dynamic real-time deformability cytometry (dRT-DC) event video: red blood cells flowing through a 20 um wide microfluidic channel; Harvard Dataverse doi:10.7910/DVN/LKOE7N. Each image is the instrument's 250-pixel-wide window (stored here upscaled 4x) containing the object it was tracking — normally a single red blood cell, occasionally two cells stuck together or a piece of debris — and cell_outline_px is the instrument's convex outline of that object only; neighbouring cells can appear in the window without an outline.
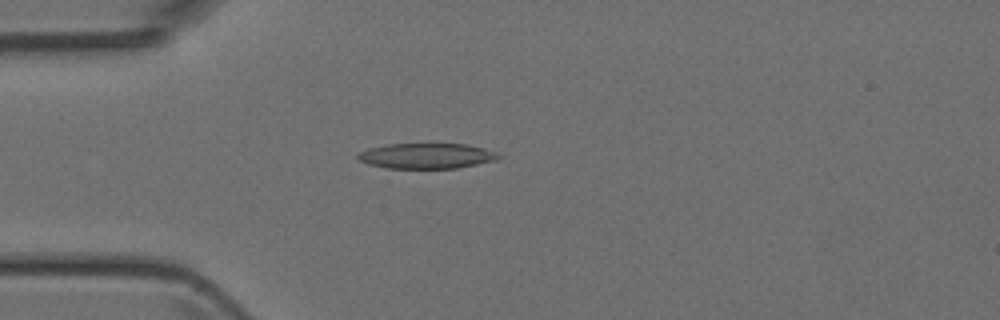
{"species": "Egyptian fruit bat (a non-hibernating species)", "species_latin": "Rousettus aegyptiacus", "temperature_condition": "room temperature", "stored_images_in_passage": 42, "camera_frame_rate_fps": 3000, "um_per_image_px": 0.085, "animal": {"sex": "female"}, "frame": {"image": 1, "passage_image": 7, "time_ms": 2.0, "image_size_px": [1000, 320], "cell_outline_px": [[504, 156], [496, 160], [456, 168], [388, 168], [368, 164], [360, 160], [356, 156], [360, 152], [368, 148], [384, 144], [468, 144], [484, 148], [496, 152]], "centroid_in_image_um": [36.27, 13.24], "position_along_channel_um": 48.7, "area_um2": 20.81}}
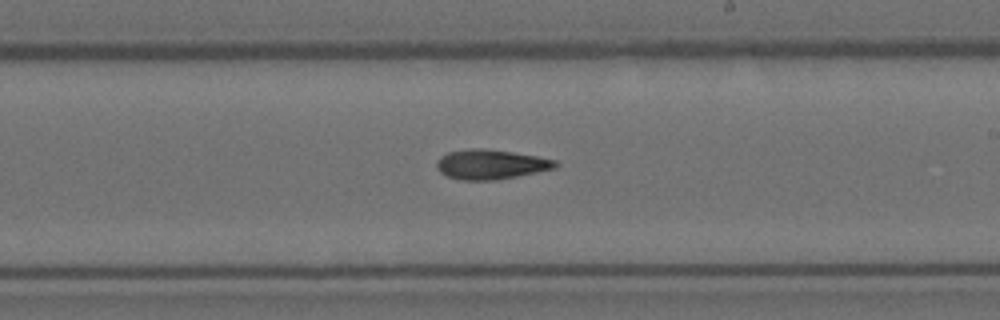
{"frame": {"image": 2, "passage_image": 22, "time_ms": 7.0, "image_size_px": [1000, 320], "cell_outline_px": [[560, 164], [556, 168], [496, 180], [460, 180], [448, 176], [440, 172], [436, 168], [436, 160], [440, 156], [448, 152], [468, 148], [484, 148], [512, 152], [536, 156], [556, 160]], "centroid_in_image_um": [41.69, 13.96], "position_along_channel_um": 247.3, "area_um2": 20.63}}
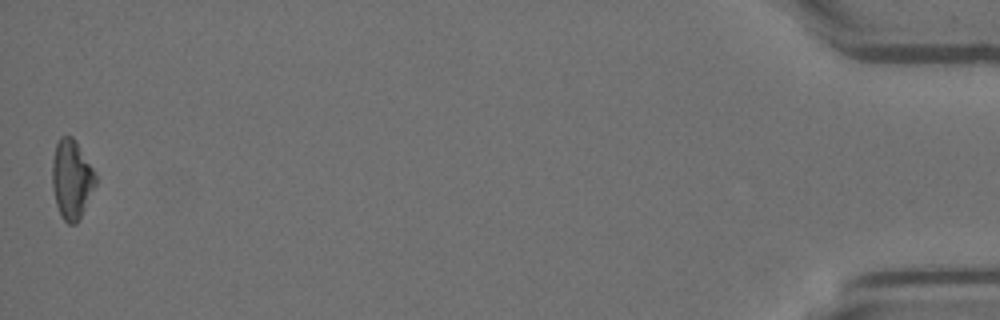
{"frame": {"image": 3, "passage_image": 42, "time_ms": 13.667, "image_size_px": [1000, 320], "cell_outline_px": [[96, 184], [80, 220], [76, 224], [68, 224], [60, 216], [56, 204], [52, 188], [52, 164], [56, 144], [60, 136], [72, 136], [76, 140], [96, 172]], "centroid_in_image_um": [6.1, 15.25], "position_along_channel_um": 429.1, "area_um2": 20.35}}